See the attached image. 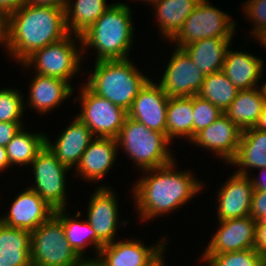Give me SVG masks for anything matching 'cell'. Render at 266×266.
Returning a JSON list of instances; mask_svg holds the SVG:
<instances>
[{
	"label": "cell",
	"mask_w": 266,
	"mask_h": 266,
	"mask_svg": "<svg viewBox=\"0 0 266 266\" xmlns=\"http://www.w3.org/2000/svg\"><path fill=\"white\" fill-rule=\"evenodd\" d=\"M79 97L81 110L76 116L95 137L117 138L128 113L120 106L95 94L85 83L81 86Z\"/></svg>",
	"instance_id": "cell-9"
},
{
	"label": "cell",
	"mask_w": 266,
	"mask_h": 266,
	"mask_svg": "<svg viewBox=\"0 0 266 266\" xmlns=\"http://www.w3.org/2000/svg\"><path fill=\"white\" fill-rule=\"evenodd\" d=\"M174 48L159 84L169 98L197 95L205 75L183 48Z\"/></svg>",
	"instance_id": "cell-11"
},
{
	"label": "cell",
	"mask_w": 266,
	"mask_h": 266,
	"mask_svg": "<svg viewBox=\"0 0 266 266\" xmlns=\"http://www.w3.org/2000/svg\"><path fill=\"white\" fill-rule=\"evenodd\" d=\"M201 261L208 266H266V257L255 249L221 254H202Z\"/></svg>",
	"instance_id": "cell-33"
},
{
	"label": "cell",
	"mask_w": 266,
	"mask_h": 266,
	"mask_svg": "<svg viewBox=\"0 0 266 266\" xmlns=\"http://www.w3.org/2000/svg\"><path fill=\"white\" fill-rule=\"evenodd\" d=\"M34 173V185L29 186L53 209H67L66 174L70 171L46 147L36 155L30 164Z\"/></svg>",
	"instance_id": "cell-10"
},
{
	"label": "cell",
	"mask_w": 266,
	"mask_h": 266,
	"mask_svg": "<svg viewBox=\"0 0 266 266\" xmlns=\"http://www.w3.org/2000/svg\"><path fill=\"white\" fill-rule=\"evenodd\" d=\"M255 250L266 257V220L256 223Z\"/></svg>",
	"instance_id": "cell-39"
},
{
	"label": "cell",
	"mask_w": 266,
	"mask_h": 266,
	"mask_svg": "<svg viewBox=\"0 0 266 266\" xmlns=\"http://www.w3.org/2000/svg\"><path fill=\"white\" fill-rule=\"evenodd\" d=\"M169 97L161 85L149 79L140 89L127 111L128 117L144 124L148 129L159 131L167 136V107Z\"/></svg>",
	"instance_id": "cell-14"
},
{
	"label": "cell",
	"mask_w": 266,
	"mask_h": 266,
	"mask_svg": "<svg viewBox=\"0 0 266 266\" xmlns=\"http://www.w3.org/2000/svg\"><path fill=\"white\" fill-rule=\"evenodd\" d=\"M262 92H263V95H264V98H265V103H266V82H264V84L260 87Z\"/></svg>",
	"instance_id": "cell-49"
},
{
	"label": "cell",
	"mask_w": 266,
	"mask_h": 266,
	"mask_svg": "<svg viewBox=\"0 0 266 266\" xmlns=\"http://www.w3.org/2000/svg\"><path fill=\"white\" fill-rule=\"evenodd\" d=\"M65 210L67 209H57L55 210V215L62 222L65 238L69 245L82 259L89 258L84 253L89 245L95 249V255L98 256L100 249L105 245L98 239L90 224L86 220L81 221L79 219L82 212H77L73 217Z\"/></svg>",
	"instance_id": "cell-25"
},
{
	"label": "cell",
	"mask_w": 266,
	"mask_h": 266,
	"mask_svg": "<svg viewBox=\"0 0 266 266\" xmlns=\"http://www.w3.org/2000/svg\"><path fill=\"white\" fill-rule=\"evenodd\" d=\"M232 38H204L183 47L203 74L221 71Z\"/></svg>",
	"instance_id": "cell-24"
},
{
	"label": "cell",
	"mask_w": 266,
	"mask_h": 266,
	"mask_svg": "<svg viewBox=\"0 0 266 266\" xmlns=\"http://www.w3.org/2000/svg\"><path fill=\"white\" fill-rule=\"evenodd\" d=\"M260 170L259 174L260 177H252L251 175L250 176V179L252 181V184H253V189L254 190H265L266 191V168H260L258 169ZM264 174V175H263ZM265 176V177H264Z\"/></svg>",
	"instance_id": "cell-42"
},
{
	"label": "cell",
	"mask_w": 266,
	"mask_h": 266,
	"mask_svg": "<svg viewBox=\"0 0 266 266\" xmlns=\"http://www.w3.org/2000/svg\"><path fill=\"white\" fill-rule=\"evenodd\" d=\"M254 1H257V0H247L246 2H243V3L254 2Z\"/></svg>",
	"instance_id": "cell-51"
},
{
	"label": "cell",
	"mask_w": 266,
	"mask_h": 266,
	"mask_svg": "<svg viewBox=\"0 0 266 266\" xmlns=\"http://www.w3.org/2000/svg\"><path fill=\"white\" fill-rule=\"evenodd\" d=\"M24 123L0 122V145L6 146Z\"/></svg>",
	"instance_id": "cell-38"
},
{
	"label": "cell",
	"mask_w": 266,
	"mask_h": 266,
	"mask_svg": "<svg viewBox=\"0 0 266 266\" xmlns=\"http://www.w3.org/2000/svg\"><path fill=\"white\" fill-rule=\"evenodd\" d=\"M138 1H141V2L143 1V2L147 3V5H148V3H149V5L152 6V4H153L154 2L159 1V0H138Z\"/></svg>",
	"instance_id": "cell-50"
},
{
	"label": "cell",
	"mask_w": 266,
	"mask_h": 266,
	"mask_svg": "<svg viewBox=\"0 0 266 266\" xmlns=\"http://www.w3.org/2000/svg\"><path fill=\"white\" fill-rule=\"evenodd\" d=\"M256 223L251 216L218 221V230L202 254L255 249Z\"/></svg>",
	"instance_id": "cell-15"
},
{
	"label": "cell",
	"mask_w": 266,
	"mask_h": 266,
	"mask_svg": "<svg viewBox=\"0 0 266 266\" xmlns=\"http://www.w3.org/2000/svg\"><path fill=\"white\" fill-rule=\"evenodd\" d=\"M16 196L8 213L0 216V223L7 227L32 232L55 214V209L29 187Z\"/></svg>",
	"instance_id": "cell-16"
},
{
	"label": "cell",
	"mask_w": 266,
	"mask_h": 266,
	"mask_svg": "<svg viewBox=\"0 0 266 266\" xmlns=\"http://www.w3.org/2000/svg\"><path fill=\"white\" fill-rule=\"evenodd\" d=\"M264 105L261 88L238 90L236 98L224 114L243 131L255 127Z\"/></svg>",
	"instance_id": "cell-26"
},
{
	"label": "cell",
	"mask_w": 266,
	"mask_h": 266,
	"mask_svg": "<svg viewBox=\"0 0 266 266\" xmlns=\"http://www.w3.org/2000/svg\"><path fill=\"white\" fill-rule=\"evenodd\" d=\"M118 142L115 138L95 137L82 154L78 166L74 169L76 175L82 179L101 181L106 174H109L118 155Z\"/></svg>",
	"instance_id": "cell-20"
},
{
	"label": "cell",
	"mask_w": 266,
	"mask_h": 266,
	"mask_svg": "<svg viewBox=\"0 0 266 266\" xmlns=\"http://www.w3.org/2000/svg\"><path fill=\"white\" fill-rule=\"evenodd\" d=\"M242 131L223 113L212 124L198 132L190 141L212 151L229 164L236 156Z\"/></svg>",
	"instance_id": "cell-17"
},
{
	"label": "cell",
	"mask_w": 266,
	"mask_h": 266,
	"mask_svg": "<svg viewBox=\"0 0 266 266\" xmlns=\"http://www.w3.org/2000/svg\"><path fill=\"white\" fill-rule=\"evenodd\" d=\"M81 260L65 238L62 222L55 214L31 232V266H76Z\"/></svg>",
	"instance_id": "cell-7"
},
{
	"label": "cell",
	"mask_w": 266,
	"mask_h": 266,
	"mask_svg": "<svg viewBox=\"0 0 266 266\" xmlns=\"http://www.w3.org/2000/svg\"><path fill=\"white\" fill-rule=\"evenodd\" d=\"M70 123L61 131L55 143L46 135L45 145L64 166L72 170L78 166L82 154L95 136L76 116Z\"/></svg>",
	"instance_id": "cell-19"
},
{
	"label": "cell",
	"mask_w": 266,
	"mask_h": 266,
	"mask_svg": "<svg viewBox=\"0 0 266 266\" xmlns=\"http://www.w3.org/2000/svg\"><path fill=\"white\" fill-rule=\"evenodd\" d=\"M76 266H103L97 258H84Z\"/></svg>",
	"instance_id": "cell-45"
},
{
	"label": "cell",
	"mask_w": 266,
	"mask_h": 266,
	"mask_svg": "<svg viewBox=\"0 0 266 266\" xmlns=\"http://www.w3.org/2000/svg\"><path fill=\"white\" fill-rule=\"evenodd\" d=\"M229 164L239 167L235 173L247 176L251 169L266 168V131L243 130L237 154Z\"/></svg>",
	"instance_id": "cell-23"
},
{
	"label": "cell",
	"mask_w": 266,
	"mask_h": 266,
	"mask_svg": "<svg viewBox=\"0 0 266 266\" xmlns=\"http://www.w3.org/2000/svg\"><path fill=\"white\" fill-rule=\"evenodd\" d=\"M167 239L163 236L161 242L147 247L140 239L115 240L102 247L95 258L103 266H152L165 255Z\"/></svg>",
	"instance_id": "cell-12"
},
{
	"label": "cell",
	"mask_w": 266,
	"mask_h": 266,
	"mask_svg": "<svg viewBox=\"0 0 266 266\" xmlns=\"http://www.w3.org/2000/svg\"><path fill=\"white\" fill-rule=\"evenodd\" d=\"M68 0H25V5L66 8Z\"/></svg>",
	"instance_id": "cell-41"
},
{
	"label": "cell",
	"mask_w": 266,
	"mask_h": 266,
	"mask_svg": "<svg viewBox=\"0 0 266 266\" xmlns=\"http://www.w3.org/2000/svg\"><path fill=\"white\" fill-rule=\"evenodd\" d=\"M165 256L163 255L157 262H155L152 266H165Z\"/></svg>",
	"instance_id": "cell-47"
},
{
	"label": "cell",
	"mask_w": 266,
	"mask_h": 266,
	"mask_svg": "<svg viewBox=\"0 0 266 266\" xmlns=\"http://www.w3.org/2000/svg\"><path fill=\"white\" fill-rule=\"evenodd\" d=\"M21 92L13 88L0 89V122L23 123L26 106Z\"/></svg>",
	"instance_id": "cell-34"
},
{
	"label": "cell",
	"mask_w": 266,
	"mask_h": 266,
	"mask_svg": "<svg viewBox=\"0 0 266 266\" xmlns=\"http://www.w3.org/2000/svg\"><path fill=\"white\" fill-rule=\"evenodd\" d=\"M28 230L0 223V266H31Z\"/></svg>",
	"instance_id": "cell-27"
},
{
	"label": "cell",
	"mask_w": 266,
	"mask_h": 266,
	"mask_svg": "<svg viewBox=\"0 0 266 266\" xmlns=\"http://www.w3.org/2000/svg\"><path fill=\"white\" fill-rule=\"evenodd\" d=\"M167 138L193 139V108L192 97H171L167 107Z\"/></svg>",
	"instance_id": "cell-30"
},
{
	"label": "cell",
	"mask_w": 266,
	"mask_h": 266,
	"mask_svg": "<svg viewBox=\"0 0 266 266\" xmlns=\"http://www.w3.org/2000/svg\"><path fill=\"white\" fill-rule=\"evenodd\" d=\"M45 143L44 132L32 133L22 127L5 146L11 168L14 165L30 166L36 155L45 147Z\"/></svg>",
	"instance_id": "cell-31"
},
{
	"label": "cell",
	"mask_w": 266,
	"mask_h": 266,
	"mask_svg": "<svg viewBox=\"0 0 266 266\" xmlns=\"http://www.w3.org/2000/svg\"><path fill=\"white\" fill-rule=\"evenodd\" d=\"M217 192V220L250 216L253 184L250 176L232 174Z\"/></svg>",
	"instance_id": "cell-18"
},
{
	"label": "cell",
	"mask_w": 266,
	"mask_h": 266,
	"mask_svg": "<svg viewBox=\"0 0 266 266\" xmlns=\"http://www.w3.org/2000/svg\"><path fill=\"white\" fill-rule=\"evenodd\" d=\"M70 33L65 8L23 5L6 16V54L20 64L34 51L61 41Z\"/></svg>",
	"instance_id": "cell-2"
},
{
	"label": "cell",
	"mask_w": 266,
	"mask_h": 266,
	"mask_svg": "<svg viewBox=\"0 0 266 266\" xmlns=\"http://www.w3.org/2000/svg\"><path fill=\"white\" fill-rule=\"evenodd\" d=\"M242 6L246 17L253 23L254 28L249 32L257 41L266 35V0L244 3Z\"/></svg>",
	"instance_id": "cell-36"
},
{
	"label": "cell",
	"mask_w": 266,
	"mask_h": 266,
	"mask_svg": "<svg viewBox=\"0 0 266 266\" xmlns=\"http://www.w3.org/2000/svg\"><path fill=\"white\" fill-rule=\"evenodd\" d=\"M107 4L106 0H68L65 8L68 32L81 36L113 3Z\"/></svg>",
	"instance_id": "cell-29"
},
{
	"label": "cell",
	"mask_w": 266,
	"mask_h": 266,
	"mask_svg": "<svg viewBox=\"0 0 266 266\" xmlns=\"http://www.w3.org/2000/svg\"><path fill=\"white\" fill-rule=\"evenodd\" d=\"M250 216L256 221L266 220V191L253 190Z\"/></svg>",
	"instance_id": "cell-37"
},
{
	"label": "cell",
	"mask_w": 266,
	"mask_h": 266,
	"mask_svg": "<svg viewBox=\"0 0 266 266\" xmlns=\"http://www.w3.org/2000/svg\"><path fill=\"white\" fill-rule=\"evenodd\" d=\"M98 186L88 202L87 219H85L95 231L98 239L104 244H110L116 239L117 230L120 226H126L128 220L119 222V209L117 194L109 186ZM119 222V223H118ZM118 224L119 227H118Z\"/></svg>",
	"instance_id": "cell-13"
},
{
	"label": "cell",
	"mask_w": 266,
	"mask_h": 266,
	"mask_svg": "<svg viewBox=\"0 0 266 266\" xmlns=\"http://www.w3.org/2000/svg\"><path fill=\"white\" fill-rule=\"evenodd\" d=\"M258 42H260L262 46H264V48L266 47V35H264L263 37H261Z\"/></svg>",
	"instance_id": "cell-48"
},
{
	"label": "cell",
	"mask_w": 266,
	"mask_h": 266,
	"mask_svg": "<svg viewBox=\"0 0 266 266\" xmlns=\"http://www.w3.org/2000/svg\"><path fill=\"white\" fill-rule=\"evenodd\" d=\"M6 17L0 12V44L5 45Z\"/></svg>",
	"instance_id": "cell-46"
},
{
	"label": "cell",
	"mask_w": 266,
	"mask_h": 266,
	"mask_svg": "<svg viewBox=\"0 0 266 266\" xmlns=\"http://www.w3.org/2000/svg\"><path fill=\"white\" fill-rule=\"evenodd\" d=\"M116 139L118 149H123L141 171L162 167L175 160L172 149H169L172 142L166 134L148 129L144 124L129 117Z\"/></svg>",
	"instance_id": "cell-5"
},
{
	"label": "cell",
	"mask_w": 266,
	"mask_h": 266,
	"mask_svg": "<svg viewBox=\"0 0 266 266\" xmlns=\"http://www.w3.org/2000/svg\"><path fill=\"white\" fill-rule=\"evenodd\" d=\"M81 55V36L69 34L61 41L34 51L20 66L34 69L38 75L63 79L72 86L70 83L72 78L81 70L80 64L83 61Z\"/></svg>",
	"instance_id": "cell-6"
},
{
	"label": "cell",
	"mask_w": 266,
	"mask_h": 266,
	"mask_svg": "<svg viewBox=\"0 0 266 266\" xmlns=\"http://www.w3.org/2000/svg\"><path fill=\"white\" fill-rule=\"evenodd\" d=\"M31 77L29 98L27 104L40 114H46L59 107L62 102L69 100L75 89L63 79L38 75ZM69 98V99H68Z\"/></svg>",
	"instance_id": "cell-21"
},
{
	"label": "cell",
	"mask_w": 266,
	"mask_h": 266,
	"mask_svg": "<svg viewBox=\"0 0 266 266\" xmlns=\"http://www.w3.org/2000/svg\"><path fill=\"white\" fill-rule=\"evenodd\" d=\"M25 4V0H0V12L6 17Z\"/></svg>",
	"instance_id": "cell-40"
},
{
	"label": "cell",
	"mask_w": 266,
	"mask_h": 266,
	"mask_svg": "<svg viewBox=\"0 0 266 266\" xmlns=\"http://www.w3.org/2000/svg\"><path fill=\"white\" fill-rule=\"evenodd\" d=\"M254 128L257 130L266 131V103L263 106L262 112Z\"/></svg>",
	"instance_id": "cell-44"
},
{
	"label": "cell",
	"mask_w": 266,
	"mask_h": 266,
	"mask_svg": "<svg viewBox=\"0 0 266 266\" xmlns=\"http://www.w3.org/2000/svg\"><path fill=\"white\" fill-rule=\"evenodd\" d=\"M176 160L162 167L142 171L133 184L135 212L140 220H153L182 207L203 189L192 172L177 171ZM149 173V174H148Z\"/></svg>",
	"instance_id": "cell-1"
},
{
	"label": "cell",
	"mask_w": 266,
	"mask_h": 266,
	"mask_svg": "<svg viewBox=\"0 0 266 266\" xmlns=\"http://www.w3.org/2000/svg\"><path fill=\"white\" fill-rule=\"evenodd\" d=\"M238 89L221 70L206 75L198 96L216 105L223 113L236 98Z\"/></svg>",
	"instance_id": "cell-32"
},
{
	"label": "cell",
	"mask_w": 266,
	"mask_h": 266,
	"mask_svg": "<svg viewBox=\"0 0 266 266\" xmlns=\"http://www.w3.org/2000/svg\"><path fill=\"white\" fill-rule=\"evenodd\" d=\"M236 22L208 0H200L170 43L183 48L204 38H233Z\"/></svg>",
	"instance_id": "cell-8"
},
{
	"label": "cell",
	"mask_w": 266,
	"mask_h": 266,
	"mask_svg": "<svg viewBox=\"0 0 266 266\" xmlns=\"http://www.w3.org/2000/svg\"><path fill=\"white\" fill-rule=\"evenodd\" d=\"M264 61L259 56L228 48L222 71L238 90H247L258 85L263 77Z\"/></svg>",
	"instance_id": "cell-22"
},
{
	"label": "cell",
	"mask_w": 266,
	"mask_h": 266,
	"mask_svg": "<svg viewBox=\"0 0 266 266\" xmlns=\"http://www.w3.org/2000/svg\"><path fill=\"white\" fill-rule=\"evenodd\" d=\"M8 167L11 166L9 164L6 148L0 145V173L1 171H5V169H9Z\"/></svg>",
	"instance_id": "cell-43"
},
{
	"label": "cell",
	"mask_w": 266,
	"mask_h": 266,
	"mask_svg": "<svg viewBox=\"0 0 266 266\" xmlns=\"http://www.w3.org/2000/svg\"><path fill=\"white\" fill-rule=\"evenodd\" d=\"M200 0H159L153 9L162 38L169 41L178 33L182 24L193 12Z\"/></svg>",
	"instance_id": "cell-28"
},
{
	"label": "cell",
	"mask_w": 266,
	"mask_h": 266,
	"mask_svg": "<svg viewBox=\"0 0 266 266\" xmlns=\"http://www.w3.org/2000/svg\"><path fill=\"white\" fill-rule=\"evenodd\" d=\"M94 65L85 84L95 94L128 111L149 78L129 58L96 61Z\"/></svg>",
	"instance_id": "cell-4"
},
{
	"label": "cell",
	"mask_w": 266,
	"mask_h": 266,
	"mask_svg": "<svg viewBox=\"0 0 266 266\" xmlns=\"http://www.w3.org/2000/svg\"><path fill=\"white\" fill-rule=\"evenodd\" d=\"M193 108V138L194 136L212 124L223 112L210 101L200 98L198 95L192 96Z\"/></svg>",
	"instance_id": "cell-35"
},
{
	"label": "cell",
	"mask_w": 266,
	"mask_h": 266,
	"mask_svg": "<svg viewBox=\"0 0 266 266\" xmlns=\"http://www.w3.org/2000/svg\"><path fill=\"white\" fill-rule=\"evenodd\" d=\"M132 9L115 2L82 35V56L89 48L97 50L96 61L128 59L134 34ZM89 47V48H88ZM131 49V50H130Z\"/></svg>",
	"instance_id": "cell-3"
}]
</instances>
